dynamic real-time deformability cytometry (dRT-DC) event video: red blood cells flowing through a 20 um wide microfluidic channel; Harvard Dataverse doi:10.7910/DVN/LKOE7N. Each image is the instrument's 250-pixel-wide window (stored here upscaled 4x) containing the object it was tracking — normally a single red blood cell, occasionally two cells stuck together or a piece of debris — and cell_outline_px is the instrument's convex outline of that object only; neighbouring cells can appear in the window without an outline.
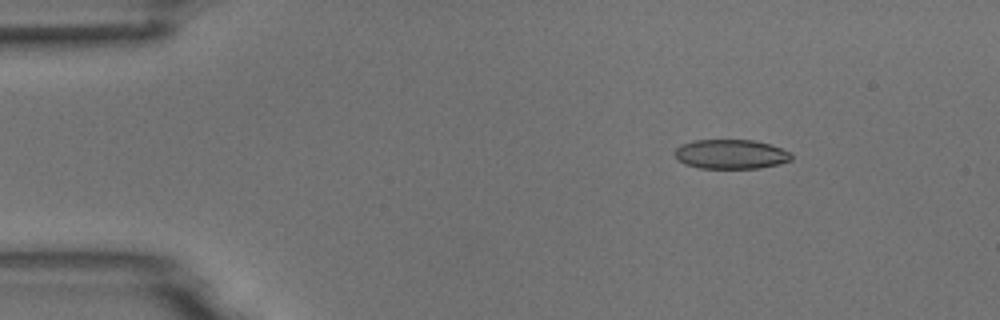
{"species": "common noctule bat (a hibernating species)", "species_latin": "Nyctalus noctula", "temperature_condition": "room temperature", "stored_images_in_passage": 54, "camera_frame_rate_fps": 3000, "um_per_image_px": 0.085, "animal": {"sex": "male", "body_mass_g": 18.8}, "frame": {"image": 1, "passage_image": 8, "time_ms": 2.333, "image_size_px": [1000, 320], "cell_outline_px": [[792, 160], [780, 164], [760, 168], [700, 168], [684, 164], [672, 152], [680, 144], [696, 140], [752, 140], [768, 144], [792, 152]], "centroid_in_image_um": [62.13, 13.11], "position_along_channel_um": 22.9, "area_um2": 20.06}}
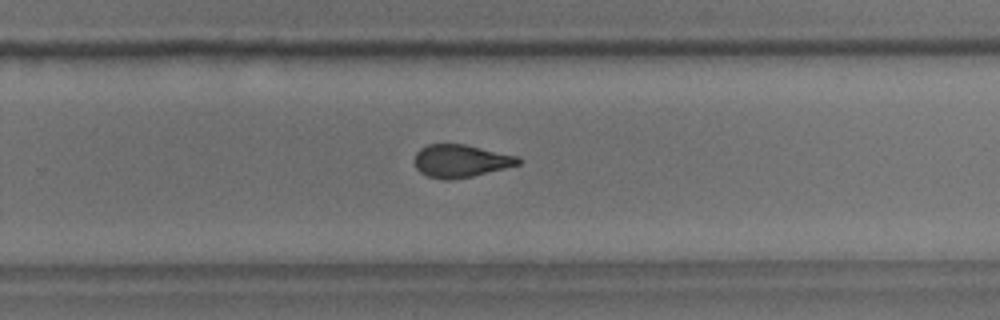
{"frame": {"image": 2, "passage_image": 35, "time_ms": 11.333, "image_size_px": [1000, 320], "cell_outline_px": [[524, 160], [520, 164], [472, 176], [452, 180], [444, 180], [428, 176], [420, 172], [416, 168], [416, 152], [420, 148], [428, 144], [464, 144], [520, 156]], "centroid_in_image_um": [39.2, 13.67], "position_along_channel_um": 290.6, "area_um2": 19.83}}
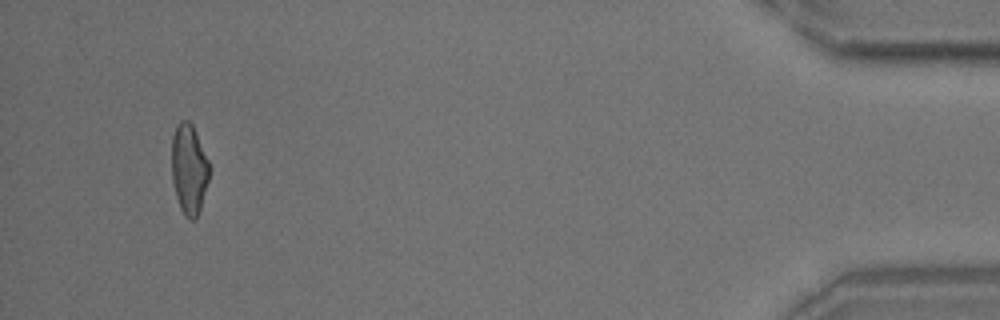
{"frame": {"image": 3, "passage_image": 51, "time_ms": 16.667, "image_size_px": [1000, 320], "cell_outline_px": [[212, 168], [200, 208], [196, 220], [188, 220], [184, 216], [180, 208], [176, 196], [172, 180], [172, 136], [176, 124], [180, 120], [188, 120], [192, 124], [196, 132]], "centroid_in_image_um": [16.08, 14.37], "position_along_channel_um": 419.1, "area_um2": 20.11}, "authors_computed_cell_mechanics": {"area_um2": 20.4612, "velocity_mm_per_s": 3.7981, "shape_relaxation_time_tau1_ms": 11.1637, "shape_relaxation_time_tau2_ms": 1.7377, "deformation_change_tau1": 0.2324, "deformation_change_tau2": 0.0975}}